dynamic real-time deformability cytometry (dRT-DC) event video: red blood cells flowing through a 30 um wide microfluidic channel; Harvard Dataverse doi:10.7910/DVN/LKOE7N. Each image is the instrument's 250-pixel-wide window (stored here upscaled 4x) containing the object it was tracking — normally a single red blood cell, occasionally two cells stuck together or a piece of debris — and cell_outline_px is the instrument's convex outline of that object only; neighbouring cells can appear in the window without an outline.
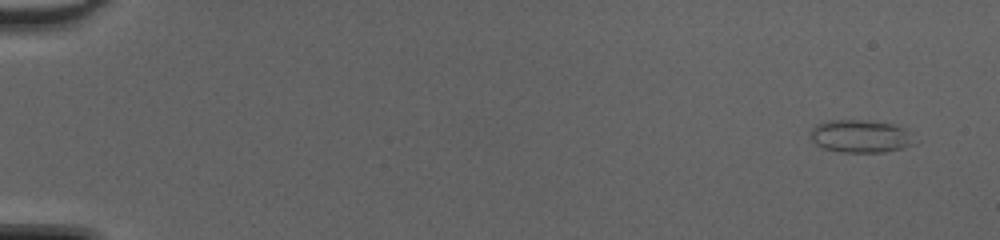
{"species": "common noctule bat (a hibernating species)", "species_latin": "Nyctalus noctula", "temperature_condition": "cold", "stored_images_in_passage": 49, "camera_frame_rate_fps": 3000, "um_per_image_px": 0.085, "animal": {"sex": "female", "body_mass_g": 20.0, "forearm_length_mm": 54.0}, "frame": {"image": 1, "passage_image": 3, "time_ms": 0.667, "image_size_px": [1000, 240], "cell_outline_px": [[916, 144], [904, 148], [884, 152], [840, 152], [824, 148], [816, 144], [812, 140], [812, 128], [816, 124], [828, 120], [864, 120], [892, 124], [904, 128]], "centroid_in_image_um": [73.14, 11.58], "position_along_channel_um": 11.9, "area_um2": 19.71}}
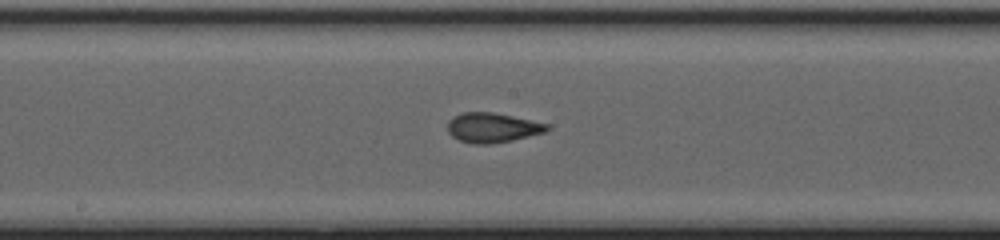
{"frame": {"image": 2, "passage_image": 28, "time_ms": 9.0, "image_size_px": [1000, 240], "cell_outline_px": [[552, 128], [544, 132], [512, 140], [488, 144], [472, 144], [460, 140], [452, 136], [448, 132], [448, 120], [452, 116], [464, 112], [492, 112], [512, 116], [548, 124]], "centroid_in_image_um": [41.83, 10.84], "position_along_channel_um": 206.4, "area_um2": 17.11}}
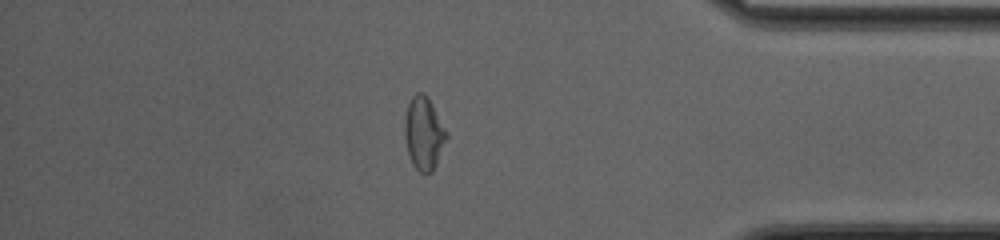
{"frame": {"image": 3, "passage_image": 43, "time_ms": 14.0, "image_size_px": [1000, 240], "cell_outline_px": [[448, 136], [436, 164], [432, 172], [420, 172], [412, 164], [408, 152], [404, 136], [404, 120], [408, 104], [412, 96], [416, 92], [424, 92], [428, 96], [448, 132]], "centroid_in_image_um": [36.02, 11.29], "position_along_channel_um": 399.2, "area_um2": 17.86}, "authors_computed_cell_mechanics": {"area_um2": 17.5712, "velocity_mm_per_s": 4.3476, "shape_relaxation_time_tau1_ms": 2.8922, "shape_relaxation_time_tau2_ms": 1.0546, "deformation_change_tau1": 0.1225, "deformation_change_tau2": 0.0794}}